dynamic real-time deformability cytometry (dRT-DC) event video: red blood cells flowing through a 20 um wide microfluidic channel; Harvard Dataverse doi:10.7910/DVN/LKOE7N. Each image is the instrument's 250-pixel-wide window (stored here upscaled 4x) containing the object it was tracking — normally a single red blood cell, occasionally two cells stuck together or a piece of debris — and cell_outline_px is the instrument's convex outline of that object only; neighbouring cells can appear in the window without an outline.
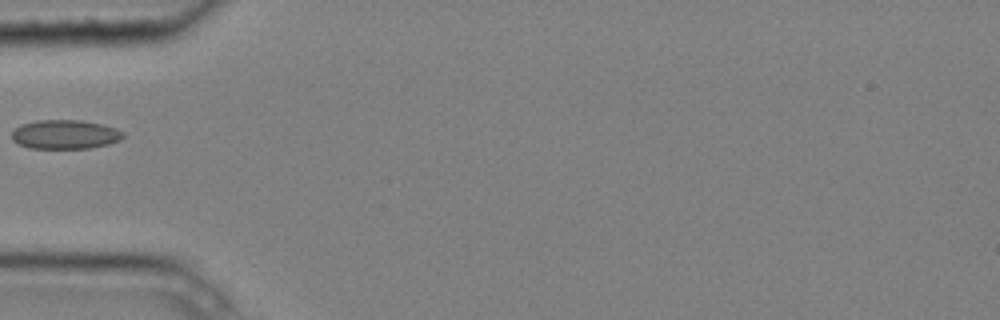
{"species": "common noctule bat (a hibernating species)", "species_latin": "Nyctalus noctula", "temperature_condition": "cold", "stored_images_in_passage": 5, "camera_frame_rate_fps": 3000, "um_per_image_px": 0.085, "animal": {"sex": "male", "body_mass_g": 20.4}, "frame": {"image": 1, "passage_image": 5, "time_ms": 1.333, "image_size_px": [1000, 320], "cell_outline_px": [[124, 136], [120, 140], [108, 144], [88, 148], [28, 148], [16, 144], [12, 140], [12, 132], [20, 124], [36, 120], [80, 120], [104, 124], [116, 128], [124, 132]], "centroid_in_image_um": [5.51, 11.42], "position_along_channel_um": 79.5, "area_um2": 19.07}}